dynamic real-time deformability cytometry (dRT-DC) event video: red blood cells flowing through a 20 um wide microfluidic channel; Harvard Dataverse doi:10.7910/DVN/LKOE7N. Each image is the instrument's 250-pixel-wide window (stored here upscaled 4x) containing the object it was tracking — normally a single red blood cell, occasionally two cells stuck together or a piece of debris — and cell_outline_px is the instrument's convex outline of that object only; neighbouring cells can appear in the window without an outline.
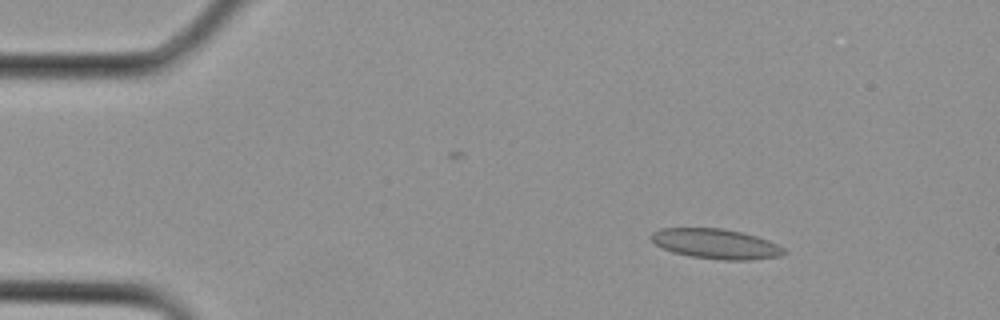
{"species": "Egyptian fruit bat (a non-hibernating species)", "species_latin": "Rousettus aegyptiacus", "temperature_condition": "cold", "stored_images_in_passage": 29, "camera_frame_rate_fps": 3000, "um_per_image_px": 0.085, "animal": {"sex": "female"}, "frame": {"image": 1, "passage_image": 4, "time_ms": 1.0, "image_size_px": [1000, 320], "cell_outline_px": [[788, 252], [780, 256], [752, 260], [724, 260], [688, 256], [672, 252], [656, 244], [648, 236], [652, 232], [660, 228], [724, 228], [744, 232], [768, 240], [784, 248]], "centroid_in_image_um": [60.85, 20.72], "position_along_channel_um": 24.1, "area_um2": 23.41}}
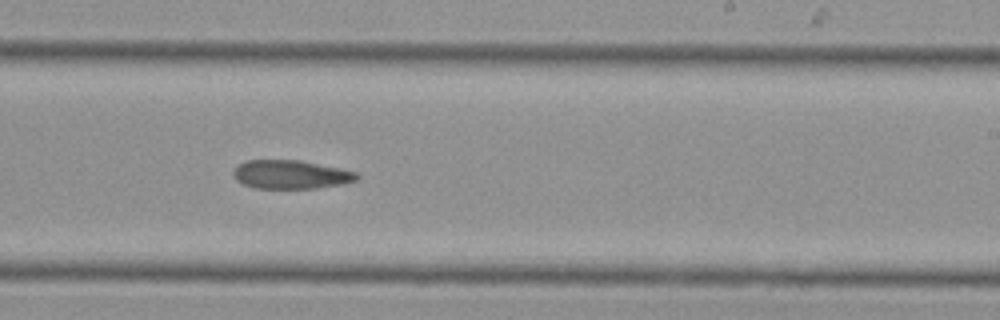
{"frame": {"image": 2, "passage_image": 18, "time_ms": 5.667, "image_size_px": [1000, 320], "cell_outline_px": [[360, 176], [356, 180], [344, 184], [316, 188], [256, 188], [244, 184], [236, 180], [232, 172], [240, 164], [248, 160], [300, 160], [340, 168], [356, 172]], "centroid_in_image_um": [24.75, 14.83], "position_along_channel_um": 264.3, "area_um2": 20.52}}
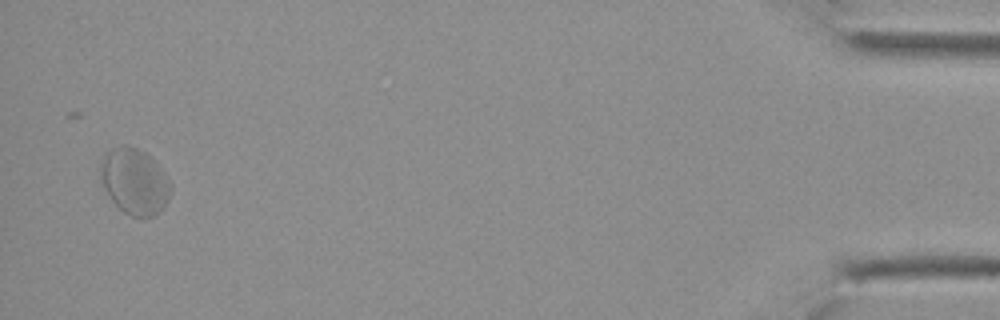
{"frame": {"image": 3, "passage_image": 29, "time_ms": 9.333, "image_size_px": [1000, 320], "cell_outline_px": [[172, 192], [168, 200], [152, 216], [132, 216], [124, 212], [112, 200], [104, 188], [100, 180], [100, 160], [112, 148], [124, 144], [136, 148], [144, 152], [164, 172], [172, 184]], "centroid_in_image_um": [11.42, 15.4], "position_along_channel_um": 423.8, "area_um2": 26.65}}